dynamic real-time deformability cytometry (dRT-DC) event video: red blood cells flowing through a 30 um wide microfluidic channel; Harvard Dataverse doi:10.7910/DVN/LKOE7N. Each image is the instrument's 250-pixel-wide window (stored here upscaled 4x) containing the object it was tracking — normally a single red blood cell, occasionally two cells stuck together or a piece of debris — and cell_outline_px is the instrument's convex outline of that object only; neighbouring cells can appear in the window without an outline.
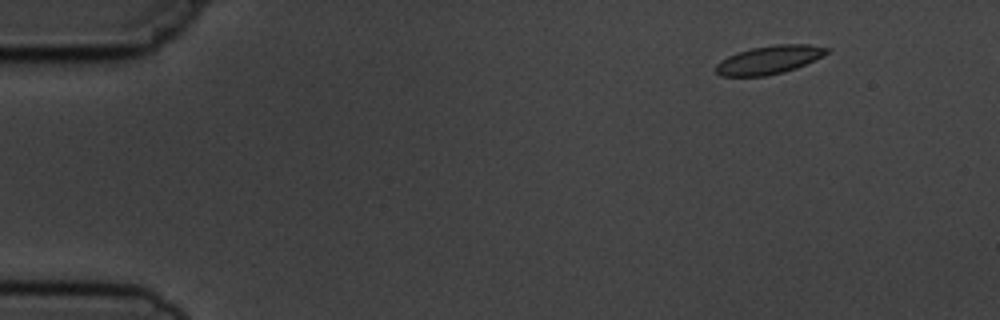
{"species": "common noctule bat (a hibernating species)", "species_latin": "Nyctalus noctula", "temperature_condition": "cold", "stored_images_in_passage": 4, "camera_frame_rate_fps": 3000, "um_per_image_px": 0.085, "animal": {"sex": "male", "body_mass_g": 19.5, "forearm_length_mm": 54.6}, "frame": {"image": 1, "passage_image": 1, "time_ms": 0.0, "image_size_px": [1000, 320], "cell_outline_px": [[832, 48], [828, 52], [796, 68], [784, 72], [764, 76], [720, 76], [716, 72], [716, 64], [720, 60], [736, 52], [752, 48], [776, 44], [812, 44]], "centroid_in_image_um": [65.36, 5.07], "position_along_channel_um": 19.6, "area_um2": 18.26}}
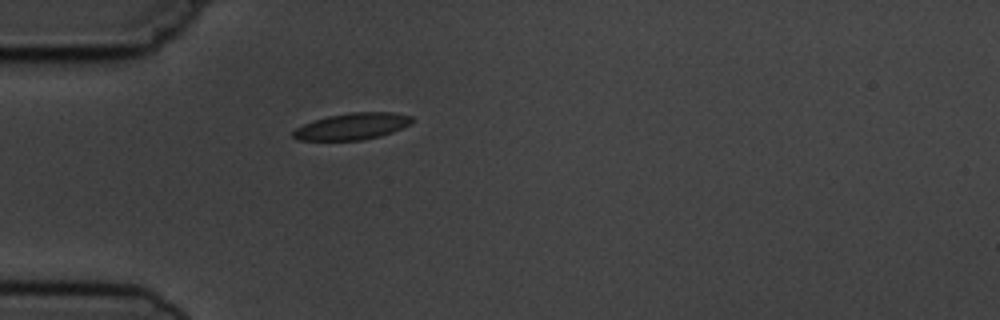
{"frame": {"image": 2, "passage_image": 4, "time_ms": 3.333, "image_size_px": [1000, 320], "cell_outline_px": [[416, 120], [412, 124], [392, 132], [380, 136], [360, 140], [300, 140], [292, 136], [292, 132], [296, 128], [312, 120], [328, 116], [352, 112], [392, 112], [412, 116]], "centroid_in_image_um": [29.97, 10.73], "position_along_channel_um": 55.0, "area_um2": 18.5}}